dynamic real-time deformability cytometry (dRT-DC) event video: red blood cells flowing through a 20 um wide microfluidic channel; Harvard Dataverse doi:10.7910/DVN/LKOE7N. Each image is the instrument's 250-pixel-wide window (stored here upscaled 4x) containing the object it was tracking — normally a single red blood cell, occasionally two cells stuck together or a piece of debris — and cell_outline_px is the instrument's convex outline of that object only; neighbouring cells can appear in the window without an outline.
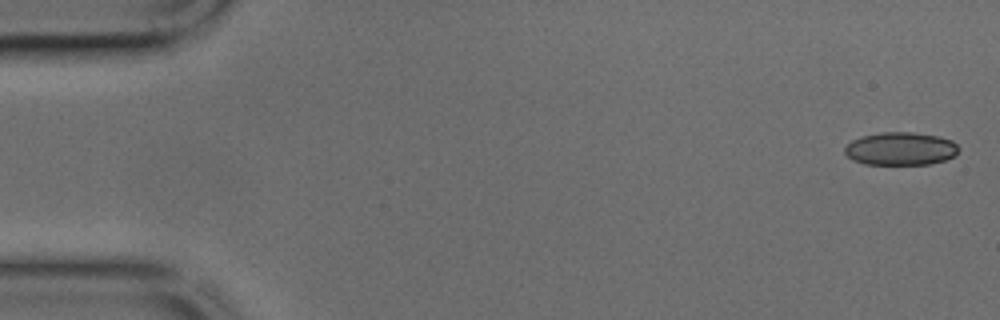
{"species": "common noctule bat (a hibernating species)", "species_latin": "Nyctalus noctula", "temperature_condition": "cold", "stored_images_in_passage": 16, "camera_frame_rate_fps": 3000, "um_per_image_px": 0.085, "animal": {"sex": "male", "body_mass_g": 17.9, "forearm_length_mm": 54.2}, "frame": {"image": 1, "passage_image": 1, "time_ms": 0.0, "image_size_px": [1000, 320], "cell_outline_px": [[960, 148], [952, 156], [944, 160], [928, 164], [864, 164], [852, 160], [844, 152], [844, 148], [852, 140], [860, 136], [880, 132], [912, 132], [940, 136], [952, 140]], "centroid_in_image_um": [76.52, 12.63], "position_along_channel_um": 8.5, "area_um2": 21.96}}
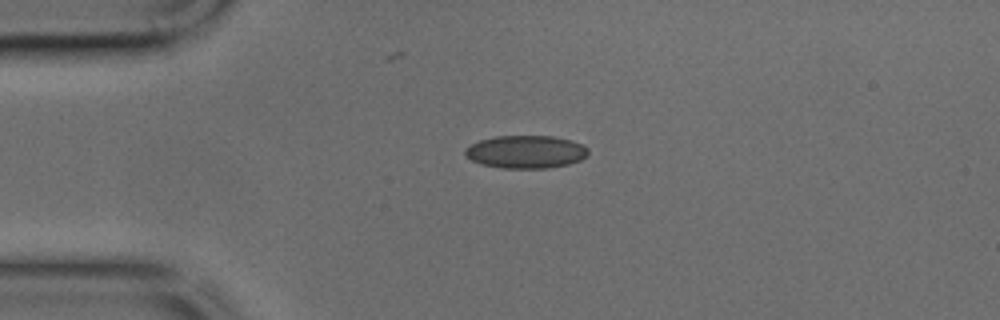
{"frame": {"image": 2, "passage_image": 10, "time_ms": 3.0, "image_size_px": [1000, 320], "cell_outline_px": [[588, 152], [580, 160], [568, 164], [544, 168], [504, 168], [480, 164], [472, 160], [464, 152], [464, 148], [480, 140], [496, 136], [552, 136], [572, 140], [588, 148]], "centroid_in_image_um": [44.68, 12.9], "position_along_channel_um": 40.3, "area_um2": 23.35}}